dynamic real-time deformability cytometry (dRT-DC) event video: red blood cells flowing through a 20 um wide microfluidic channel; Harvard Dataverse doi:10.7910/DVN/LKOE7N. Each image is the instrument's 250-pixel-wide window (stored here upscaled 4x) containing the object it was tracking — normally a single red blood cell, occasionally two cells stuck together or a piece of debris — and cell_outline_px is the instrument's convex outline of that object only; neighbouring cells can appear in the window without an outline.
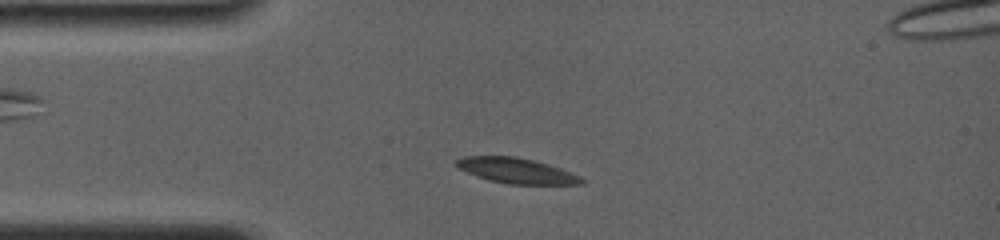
{"species": "common noctule bat (a hibernating species)", "species_latin": "Nyctalus noctula", "temperature_condition": "room temperature", "stored_images_in_passage": 52, "camera_frame_rate_fps": 4000, "um_per_image_px": 0.085, "animal": {"sex": "female", "body_mass_g": 19.0, "forearm_length_mm": 56.7}, "frame": {"image": 1, "passage_image": 5, "time_ms": 1.5, "image_size_px": [1000, 240], "cell_outline_px": [[584, 184], [508, 184], [476, 176], [456, 168], [456, 160], [464, 156], [516, 156], [548, 164], [560, 168], [580, 176], [584, 180]], "centroid_in_image_um": [43.88, 14.5], "position_along_channel_um": 41.1, "area_um2": 18.38}}
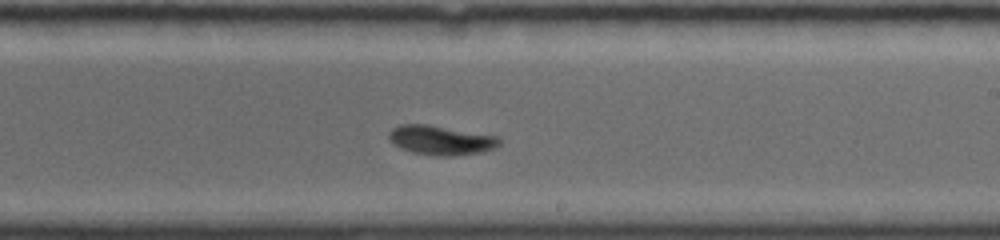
{"frame": {"image": 2, "passage_image": 27, "time_ms": 7.5, "image_size_px": [1000, 240], "cell_outline_px": [[500, 144], [492, 148], [480, 152], [452, 156], [440, 156], [412, 152], [400, 148], [388, 136], [388, 132], [392, 128], [400, 124], [428, 124], [496, 136], [500, 140]], "centroid_in_image_um": [37.44, 11.9], "position_along_channel_um": 251.6, "area_um2": 18.61}}
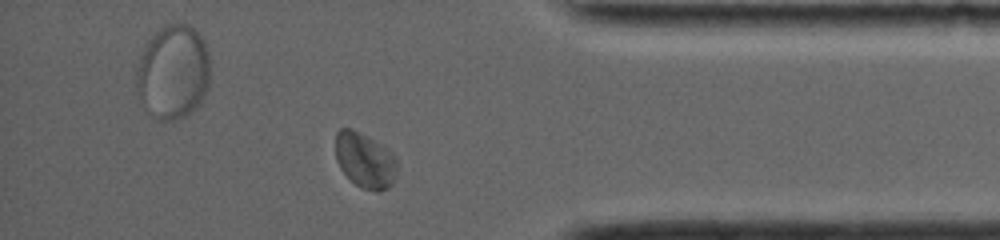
{"frame": {"image": 3, "passage_image": 48, "time_ms": 11.75, "image_size_px": [1000, 240], "cell_outline_px": [[396, 176], [392, 184], [388, 188], [380, 192], [376, 192], [360, 188], [340, 168], [336, 160], [336, 132], [340, 128], [352, 128], [388, 148], [396, 156]], "centroid_in_image_um": [31.04, 13.63], "position_along_channel_um": 404.2, "area_um2": 20.0}, "authors_computed_cell_mechanics": {"area_um2": 19.0162, "velocity_mm_per_s": 3.8037, "shape_relaxation_time_tau1_ms": 2.874, "shape_relaxation_time_tau2_ms": 1.7474, "deformation_change_tau1": 0.1046, "deformation_change_tau2": 0.0496}}